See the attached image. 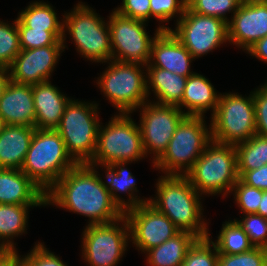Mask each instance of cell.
<instances>
[{"instance_id": "cell-1", "label": "cell", "mask_w": 267, "mask_h": 266, "mask_svg": "<svg viewBox=\"0 0 267 266\" xmlns=\"http://www.w3.org/2000/svg\"><path fill=\"white\" fill-rule=\"evenodd\" d=\"M96 170L88 164H77L68 170L46 193V206L87 216L88 225L110 223L123 217L124 212L112 200Z\"/></svg>"}, {"instance_id": "cell-2", "label": "cell", "mask_w": 267, "mask_h": 266, "mask_svg": "<svg viewBox=\"0 0 267 266\" xmlns=\"http://www.w3.org/2000/svg\"><path fill=\"white\" fill-rule=\"evenodd\" d=\"M157 181L156 195L149 198V203L165 214L180 231L190 232L198 238L209 237L200 201L204 196L198 193L187 177L164 174Z\"/></svg>"}, {"instance_id": "cell-3", "label": "cell", "mask_w": 267, "mask_h": 266, "mask_svg": "<svg viewBox=\"0 0 267 266\" xmlns=\"http://www.w3.org/2000/svg\"><path fill=\"white\" fill-rule=\"evenodd\" d=\"M76 165L56 130L35 128L21 170L45 194Z\"/></svg>"}, {"instance_id": "cell-4", "label": "cell", "mask_w": 267, "mask_h": 266, "mask_svg": "<svg viewBox=\"0 0 267 266\" xmlns=\"http://www.w3.org/2000/svg\"><path fill=\"white\" fill-rule=\"evenodd\" d=\"M185 176L201 196L231 194L239 179L235 145L212 139Z\"/></svg>"}, {"instance_id": "cell-5", "label": "cell", "mask_w": 267, "mask_h": 266, "mask_svg": "<svg viewBox=\"0 0 267 266\" xmlns=\"http://www.w3.org/2000/svg\"><path fill=\"white\" fill-rule=\"evenodd\" d=\"M105 126L100 123L97 147L88 165L109 166L117 162H137L145 159L139 125L130 114L118 113ZM101 165V166H99Z\"/></svg>"}, {"instance_id": "cell-6", "label": "cell", "mask_w": 267, "mask_h": 266, "mask_svg": "<svg viewBox=\"0 0 267 266\" xmlns=\"http://www.w3.org/2000/svg\"><path fill=\"white\" fill-rule=\"evenodd\" d=\"M63 18V43H66L67 32L77 52L87 60L102 64L112 60L108 21L103 20L92 7L79 2Z\"/></svg>"}, {"instance_id": "cell-7", "label": "cell", "mask_w": 267, "mask_h": 266, "mask_svg": "<svg viewBox=\"0 0 267 266\" xmlns=\"http://www.w3.org/2000/svg\"><path fill=\"white\" fill-rule=\"evenodd\" d=\"M205 116H186L177 126L166 151L152 165L165 175H186L212 140Z\"/></svg>"}, {"instance_id": "cell-8", "label": "cell", "mask_w": 267, "mask_h": 266, "mask_svg": "<svg viewBox=\"0 0 267 266\" xmlns=\"http://www.w3.org/2000/svg\"><path fill=\"white\" fill-rule=\"evenodd\" d=\"M98 105L71 99L66 106L58 127L68 154L77 164H88L96 151L98 129Z\"/></svg>"}, {"instance_id": "cell-9", "label": "cell", "mask_w": 267, "mask_h": 266, "mask_svg": "<svg viewBox=\"0 0 267 266\" xmlns=\"http://www.w3.org/2000/svg\"><path fill=\"white\" fill-rule=\"evenodd\" d=\"M96 80L106 100L123 114H131L148 101L146 66L110 60ZM143 68V69H142Z\"/></svg>"}, {"instance_id": "cell-10", "label": "cell", "mask_w": 267, "mask_h": 266, "mask_svg": "<svg viewBox=\"0 0 267 266\" xmlns=\"http://www.w3.org/2000/svg\"><path fill=\"white\" fill-rule=\"evenodd\" d=\"M212 139L236 145L256 134L253 91L248 97L238 93H220L218 106L211 115Z\"/></svg>"}, {"instance_id": "cell-11", "label": "cell", "mask_w": 267, "mask_h": 266, "mask_svg": "<svg viewBox=\"0 0 267 266\" xmlns=\"http://www.w3.org/2000/svg\"><path fill=\"white\" fill-rule=\"evenodd\" d=\"M85 227L81 238L82 259L90 266H117L130 242L125 216L110 223Z\"/></svg>"}, {"instance_id": "cell-12", "label": "cell", "mask_w": 267, "mask_h": 266, "mask_svg": "<svg viewBox=\"0 0 267 266\" xmlns=\"http://www.w3.org/2000/svg\"><path fill=\"white\" fill-rule=\"evenodd\" d=\"M146 23L112 11L108 21L112 60L145 66L149 63L153 40L161 30H169L170 27L159 25L151 37L146 32Z\"/></svg>"}, {"instance_id": "cell-13", "label": "cell", "mask_w": 267, "mask_h": 266, "mask_svg": "<svg viewBox=\"0 0 267 266\" xmlns=\"http://www.w3.org/2000/svg\"><path fill=\"white\" fill-rule=\"evenodd\" d=\"M176 24L175 30H169L194 59L229 42L227 22L220 18L201 15L186 7Z\"/></svg>"}, {"instance_id": "cell-14", "label": "cell", "mask_w": 267, "mask_h": 266, "mask_svg": "<svg viewBox=\"0 0 267 266\" xmlns=\"http://www.w3.org/2000/svg\"><path fill=\"white\" fill-rule=\"evenodd\" d=\"M145 102L140 107L141 138L146 156L152 154L154 164L166 151L177 126L187 116L174 105Z\"/></svg>"}, {"instance_id": "cell-15", "label": "cell", "mask_w": 267, "mask_h": 266, "mask_svg": "<svg viewBox=\"0 0 267 266\" xmlns=\"http://www.w3.org/2000/svg\"><path fill=\"white\" fill-rule=\"evenodd\" d=\"M130 231V242L142 253L174 237L180 230L149 202L124 212Z\"/></svg>"}, {"instance_id": "cell-16", "label": "cell", "mask_w": 267, "mask_h": 266, "mask_svg": "<svg viewBox=\"0 0 267 266\" xmlns=\"http://www.w3.org/2000/svg\"><path fill=\"white\" fill-rule=\"evenodd\" d=\"M64 45L21 50L7 68L10 80L14 83L36 85L50 81L60 55L67 48Z\"/></svg>"}, {"instance_id": "cell-17", "label": "cell", "mask_w": 267, "mask_h": 266, "mask_svg": "<svg viewBox=\"0 0 267 266\" xmlns=\"http://www.w3.org/2000/svg\"><path fill=\"white\" fill-rule=\"evenodd\" d=\"M227 23L228 41L247 51L267 36V3H241Z\"/></svg>"}, {"instance_id": "cell-18", "label": "cell", "mask_w": 267, "mask_h": 266, "mask_svg": "<svg viewBox=\"0 0 267 266\" xmlns=\"http://www.w3.org/2000/svg\"><path fill=\"white\" fill-rule=\"evenodd\" d=\"M193 60L195 59L189 51L170 30H161L152 42L149 61L152 67L168 70L188 78L195 73L190 70Z\"/></svg>"}, {"instance_id": "cell-19", "label": "cell", "mask_w": 267, "mask_h": 266, "mask_svg": "<svg viewBox=\"0 0 267 266\" xmlns=\"http://www.w3.org/2000/svg\"><path fill=\"white\" fill-rule=\"evenodd\" d=\"M32 86L9 80L0 99V118L5 125L35 127Z\"/></svg>"}, {"instance_id": "cell-20", "label": "cell", "mask_w": 267, "mask_h": 266, "mask_svg": "<svg viewBox=\"0 0 267 266\" xmlns=\"http://www.w3.org/2000/svg\"><path fill=\"white\" fill-rule=\"evenodd\" d=\"M0 204L46 206V194L21 169L0 168Z\"/></svg>"}, {"instance_id": "cell-21", "label": "cell", "mask_w": 267, "mask_h": 266, "mask_svg": "<svg viewBox=\"0 0 267 266\" xmlns=\"http://www.w3.org/2000/svg\"><path fill=\"white\" fill-rule=\"evenodd\" d=\"M35 106V128L55 130L63 116L71 98L55 86L51 81L32 85Z\"/></svg>"}, {"instance_id": "cell-22", "label": "cell", "mask_w": 267, "mask_h": 266, "mask_svg": "<svg viewBox=\"0 0 267 266\" xmlns=\"http://www.w3.org/2000/svg\"><path fill=\"white\" fill-rule=\"evenodd\" d=\"M35 127L5 125L0 133V168L20 170Z\"/></svg>"}, {"instance_id": "cell-23", "label": "cell", "mask_w": 267, "mask_h": 266, "mask_svg": "<svg viewBox=\"0 0 267 266\" xmlns=\"http://www.w3.org/2000/svg\"><path fill=\"white\" fill-rule=\"evenodd\" d=\"M219 96L209 79L195 72L187 78L182 101L177 107L181 111L183 107L187 109V116H205L209 109L212 115L218 106Z\"/></svg>"}, {"instance_id": "cell-24", "label": "cell", "mask_w": 267, "mask_h": 266, "mask_svg": "<svg viewBox=\"0 0 267 266\" xmlns=\"http://www.w3.org/2000/svg\"><path fill=\"white\" fill-rule=\"evenodd\" d=\"M128 164H130V162H117L112 163L109 166H102L106 171V188L111 194L112 200L117 204L118 207L121 208L123 212L137 207L142 203L149 202L150 200L148 198L141 199L138 197L137 192H139V190H137L135 182L136 180L134 179L135 177L132 175L130 170L125 167ZM118 192L119 194L120 192L121 194L122 192L127 193L128 201H125L122 196L120 197Z\"/></svg>"}, {"instance_id": "cell-25", "label": "cell", "mask_w": 267, "mask_h": 266, "mask_svg": "<svg viewBox=\"0 0 267 266\" xmlns=\"http://www.w3.org/2000/svg\"><path fill=\"white\" fill-rule=\"evenodd\" d=\"M147 93L151 91L156 97V102L161 105L178 106L184 94L187 77L172 73L157 67L146 65ZM152 88V89H151ZM151 89V91H150Z\"/></svg>"}, {"instance_id": "cell-26", "label": "cell", "mask_w": 267, "mask_h": 266, "mask_svg": "<svg viewBox=\"0 0 267 266\" xmlns=\"http://www.w3.org/2000/svg\"><path fill=\"white\" fill-rule=\"evenodd\" d=\"M198 239L190 232L180 231L174 237L145 252L149 266H181L188 250Z\"/></svg>"}, {"instance_id": "cell-27", "label": "cell", "mask_w": 267, "mask_h": 266, "mask_svg": "<svg viewBox=\"0 0 267 266\" xmlns=\"http://www.w3.org/2000/svg\"><path fill=\"white\" fill-rule=\"evenodd\" d=\"M41 205L0 204V250H17L14 238L26 233L29 208Z\"/></svg>"}, {"instance_id": "cell-28", "label": "cell", "mask_w": 267, "mask_h": 266, "mask_svg": "<svg viewBox=\"0 0 267 266\" xmlns=\"http://www.w3.org/2000/svg\"><path fill=\"white\" fill-rule=\"evenodd\" d=\"M17 27H30L34 30L63 31L64 22H60L57 13L49 3L31 2L25 10L18 13Z\"/></svg>"}, {"instance_id": "cell-29", "label": "cell", "mask_w": 267, "mask_h": 266, "mask_svg": "<svg viewBox=\"0 0 267 266\" xmlns=\"http://www.w3.org/2000/svg\"><path fill=\"white\" fill-rule=\"evenodd\" d=\"M237 171H251L267 164V137L258 134L235 145Z\"/></svg>"}, {"instance_id": "cell-30", "label": "cell", "mask_w": 267, "mask_h": 266, "mask_svg": "<svg viewBox=\"0 0 267 266\" xmlns=\"http://www.w3.org/2000/svg\"><path fill=\"white\" fill-rule=\"evenodd\" d=\"M219 254H240L250 251L254 246L250 243L248 235L233 219L225 221L215 242Z\"/></svg>"}, {"instance_id": "cell-31", "label": "cell", "mask_w": 267, "mask_h": 266, "mask_svg": "<svg viewBox=\"0 0 267 266\" xmlns=\"http://www.w3.org/2000/svg\"><path fill=\"white\" fill-rule=\"evenodd\" d=\"M21 51L17 21L0 20V67L8 68Z\"/></svg>"}, {"instance_id": "cell-32", "label": "cell", "mask_w": 267, "mask_h": 266, "mask_svg": "<svg viewBox=\"0 0 267 266\" xmlns=\"http://www.w3.org/2000/svg\"><path fill=\"white\" fill-rule=\"evenodd\" d=\"M218 255L210 235L198 238L188 250L181 266H218Z\"/></svg>"}, {"instance_id": "cell-33", "label": "cell", "mask_w": 267, "mask_h": 266, "mask_svg": "<svg viewBox=\"0 0 267 266\" xmlns=\"http://www.w3.org/2000/svg\"><path fill=\"white\" fill-rule=\"evenodd\" d=\"M187 8L190 11L201 15L217 17L229 22L228 13L233 14L242 3L241 0H186Z\"/></svg>"}, {"instance_id": "cell-34", "label": "cell", "mask_w": 267, "mask_h": 266, "mask_svg": "<svg viewBox=\"0 0 267 266\" xmlns=\"http://www.w3.org/2000/svg\"><path fill=\"white\" fill-rule=\"evenodd\" d=\"M21 50L45 47L50 45H64L63 31L34 30L30 27H17Z\"/></svg>"}, {"instance_id": "cell-35", "label": "cell", "mask_w": 267, "mask_h": 266, "mask_svg": "<svg viewBox=\"0 0 267 266\" xmlns=\"http://www.w3.org/2000/svg\"><path fill=\"white\" fill-rule=\"evenodd\" d=\"M231 193L243 215L257 214L263 190L249 186L239 178L232 187Z\"/></svg>"}, {"instance_id": "cell-36", "label": "cell", "mask_w": 267, "mask_h": 266, "mask_svg": "<svg viewBox=\"0 0 267 266\" xmlns=\"http://www.w3.org/2000/svg\"><path fill=\"white\" fill-rule=\"evenodd\" d=\"M241 220L234 219L248 235L254 247L267 249V219L258 214H244Z\"/></svg>"}, {"instance_id": "cell-37", "label": "cell", "mask_w": 267, "mask_h": 266, "mask_svg": "<svg viewBox=\"0 0 267 266\" xmlns=\"http://www.w3.org/2000/svg\"><path fill=\"white\" fill-rule=\"evenodd\" d=\"M218 266H267V249L253 247L240 254H219Z\"/></svg>"}, {"instance_id": "cell-38", "label": "cell", "mask_w": 267, "mask_h": 266, "mask_svg": "<svg viewBox=\"0 0 267 266\" xmlns=\"http://www.w3.org/2000/svg\"><path fill=\"white\" fill-rule=\"evenodd\" d=\"M186 7V0H150L151 18H156L162 24L178 16L177 22L183 16Z\"/></svg>"}, {"instance_id": "cell-39", "label": "cell", "mask_w": 267, "mask_h": 266, "mask_svg": "<svg viewBox=\"0 0 267 266\" xmlns=\"http://www.w3.org/2000/svg\"><path fill=\"white\" fill-rule=\"evenodd\" d=\"M48 249L44 242H38L27 255L21 257L22 266H67Z\"/></svg>"}, {"instance_id": "cell-40", "label": "cell", "mask_w": 267, "mask_h": 266, "mask_svg": "<svg viewBox=\"0 0 267 266\" xmlns=\"http://www.w3.org/2000/svg\"><path fill=\"white\" fill-rule=\"evenodd\" d=\"M259 87L253 91L256 134L267 137V82Z\"/></svg>"}, {"instance_id": "cell-41", "label": "cell", "mask_w": 267, "mask_h": 266, "mask_svg": "<svg viewBox=\"0 0 267 266\" xmlns=\"http://www.w3.org/2000/svg\"><path fill=\"white\" fill-rule=\"evenodd\" d=\"M119 6L114 10L123 16L144 22L150 20V0H122Z\"/></svg>"}, {"instance_id": "cell-42", "label": "cell", "mask_w": 267, "mask_h": 266, "mask_svg": "<svg viewBox=\"0 0 267 266\" xmlns=\"http://www.w3.org/2000/svg\"><path fill=\"white\" fill-rule=\"evenodd\" d=\"M238 175L245 184L267 191V164L251 171H238Z\"/></svg>"}, {"instance_id": "cell-43", "label": "cell", "mask_w": 267, "mask_h": 266, "mask_svg": "<svg viewBox=\"0 0 267 266\" xmlns=\"http://www.w3.org/2000/svg\"><path fill=\"white\" fill-rule=\"evenodd\" d=\"M246 52L264 63H267V36L257 41Z\"/></svg>"}, {"instance_id": "cell-44", "label": "cell", "mask_w": 267, "mask_h": 266, "mask_svg": "<svg viewBox=\"0 0 267 266\" xmlns=\"http://www.w3.org/2000/svg\"><path fill=\"white\" fill-rule=\"evenodd\" d=\"M0 266H22L21 256L17 250H0Z\"/></svg>"}, {"instance_id": "cell-45", "label": "cell", "mask_w": 267, "mask_h": 266, "mask_svg": "<svg viewBox=\"0 0 267 266\" xmlns=\"http://www.w3.org/2000/svg\"><path fill=\"white\" fill-rule=\"evenodd\" d=\"M10 80L9 72L7 68L0 67V99L3 91Z\"/></svg>"}, {"instance_id": "cell-46", "label": "cell", "mask_w": 267, "mask_h": 266, "mask_svg": "<svg viewBox=\"0 0 267 266\" xmlns=\"http://www.w3.org/2000/svg\"><path fill=\"white\" fill-rule=\"evenodd\" d=\"M257 214L267 219V191H263L262 193Z\"/></svg>"}, {"instance_id": "cell-47", "label": "cell", "mask_w": 267, "mask_h": 266, "mask_svg": "<svg viewBox=\"0 0 267 266\" xmlns=\"http://www.w3.org/2000/svg\"><path fill=\"white\" fill-rule=\"evenodd\" d=\"M242 3L245 4H259V3H267V0H241Z\"/></svg>"}, {"instance_id": "cell-48", "label": "cell", "mask_w": 267, "mask_h": 266, "mask_svg": "<svg viewBox=\"0 0 267 266\" xmlns=\"http://www.w3.org/2000/svg\"><path fill=\"white\" fill-rule=\"evenodd\" d=\"M5 126L3 120L0 118V133L2 132L3 127Z\"/></svg>"}]
</instances>
